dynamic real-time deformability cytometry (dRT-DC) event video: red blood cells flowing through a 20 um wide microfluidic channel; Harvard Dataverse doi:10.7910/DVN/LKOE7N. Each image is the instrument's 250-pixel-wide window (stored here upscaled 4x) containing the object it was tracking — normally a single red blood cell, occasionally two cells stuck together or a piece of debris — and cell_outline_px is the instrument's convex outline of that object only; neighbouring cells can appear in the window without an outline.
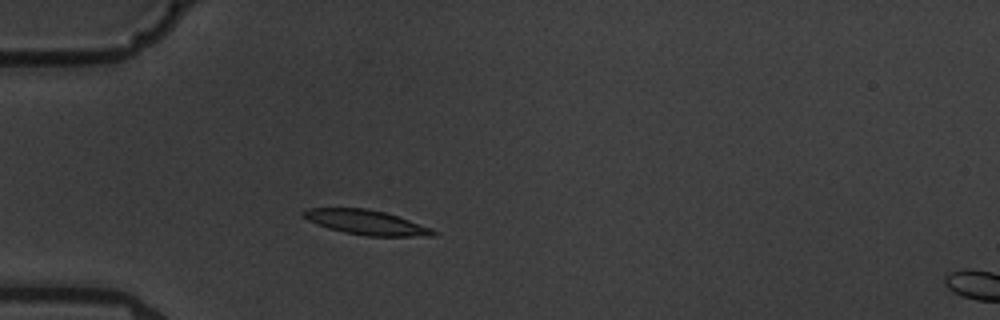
{"species": "common noctule bat (a hibernating species)", "species_latin": "Nyctalus noctula", "temperature_condition": "warm", "stored_images_in_passage": 3, "camera_frame_rate_fps": 3000, "um_per_image_px": 0.085, "animal": {"sex": "male", "body_mass_g": 19.5, "forearm_length_mm": 54.6}, "frame": {"image": 1, "passage_image": 2, "time_ms": 1.333, "image_size_px": [1000, 320], "cell_outline_px": [[436, 232], [432, 236], [364, 236], [344, 232], [328, 228], [308, 220], [300, 216], [300, 212], [308, 208], [364, 208], [384, 212], [432, 228]], "centroid_in_image_um": [31.07, 18.9], "position_along_channel_um": 53.9, "area_um2": 18.5}}